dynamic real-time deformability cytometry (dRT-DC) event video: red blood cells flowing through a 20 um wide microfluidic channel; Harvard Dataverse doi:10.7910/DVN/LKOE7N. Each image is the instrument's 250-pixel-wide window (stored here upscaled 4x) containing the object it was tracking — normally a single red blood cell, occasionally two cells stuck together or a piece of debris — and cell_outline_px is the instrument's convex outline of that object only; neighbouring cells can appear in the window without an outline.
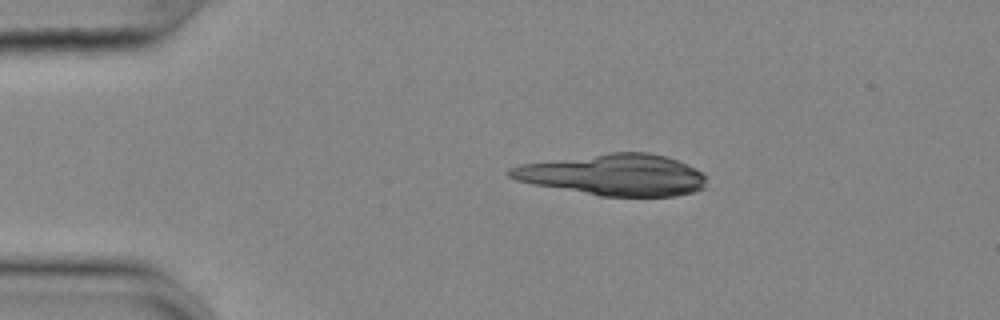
{"species": "common noctule bat (a hibernating species)", "species_latin": "Nyctalus noctula", "temperature_condition": "cold", "stored_images_in_passage": 44, "camera_frame_rate_fps": 3000, "um_per_image_px": 0.085, "animal": {"sex": "female", "body_mass_g": 25.1}, "frame": {"image": 1, "passage_image": 1, "time_ms": 0.0, "image_size_px": [1000, 320], "cell_outline_px": [[708, 188], [676, 196], [600, 196], [532, 184], [516, 180], [508, 176], [504, 172], [508, 168], [520, 164], [608, 152], [648, 152], [664, 156], [688, 164], [696, 168], [704, 176]], "centroid_in_image_um": [52.16, 14.86], "position_along_channel_um": 32.8, "area_um2": 47.69}, "authors_computed_cell_mechanics": {"area_um2": 16.5308, "velocity_mm_per_s": 3.6861, "shape_relaxation_time_tau1_ms": 5.7913, "shape_relaxation_time_tau2_ms": null, "deformation_change_tau1": 0.1345, "deformation_change_tau2": null}}